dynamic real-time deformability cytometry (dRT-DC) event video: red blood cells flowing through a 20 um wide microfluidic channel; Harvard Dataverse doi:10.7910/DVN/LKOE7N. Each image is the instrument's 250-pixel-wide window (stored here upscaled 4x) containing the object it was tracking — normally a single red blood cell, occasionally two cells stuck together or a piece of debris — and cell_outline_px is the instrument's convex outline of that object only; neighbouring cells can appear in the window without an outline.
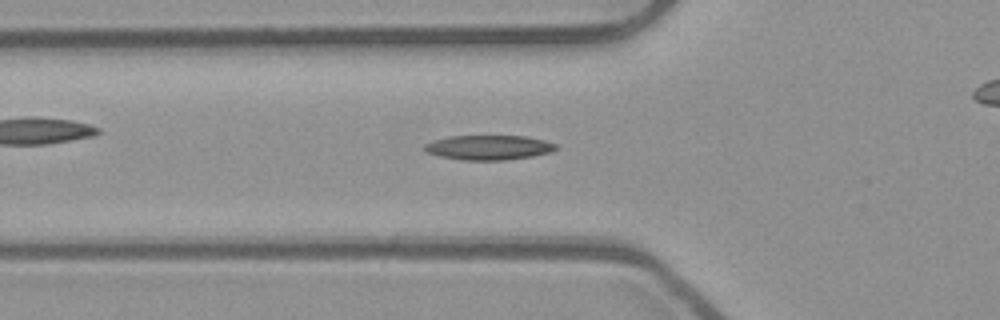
{"species": "common noctule bat (a hibernating species)", "species_latin": "Nyctalus noctula", "temperature_condition": "room temperature", "stored_images_in_passage": 45, "camera_frame_rate_fps": 3000, "um_per_image_px": 0.085, "animal": {"sex": "male", "body_mass_g": 23.1, "forearm_length_mm": 52.7}, "frame": {"image": 1, "passage_image": 18, "time_ms": 5.667, "image_size_px": [1000, 320], "cell_outline_px": [[556, 148], [552, 152], [532, 156], [508, 160], [460, 160], [440, 156], [428, 152], [424, 148], [424, 144], [448, 136], [528, 136], [544, 140], [556, 144]], "centroid_in_image_um": [41.57, 12.54], "position_along_channel_um": 84.2, "area_um2": 18.84}}
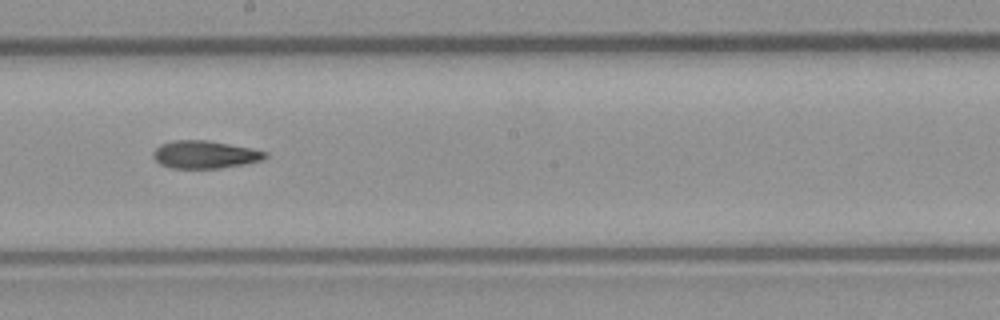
{"frame": {"image": 2, "passage_image": 29, "time_ms": 9.333, "image_size_px": [1000, 320], "cell_outline_px": [[268, 156], [260, 160], [244, 164], [220, 168], [172, 168], [160, 164], [152, 156], [152, 152], [160, 144], [176, 140], [208, 140], [268, 152]], "centroid_in_image_um": [17.38, 13.14], "position_along_channel_um": 230.8, "area_um2": 17.92}}
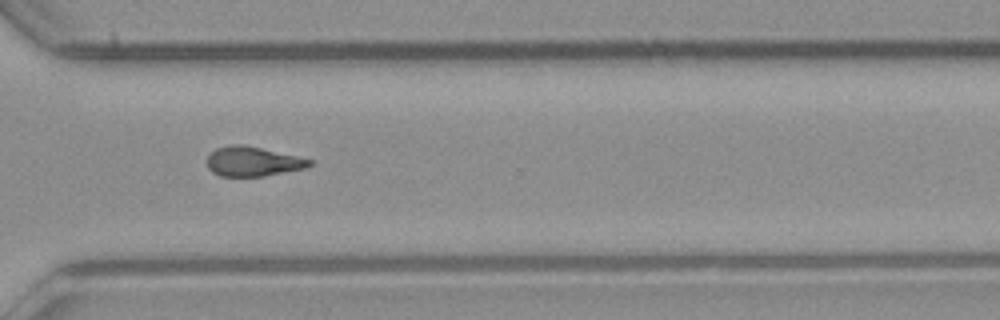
{"frame": {"image": 3, "passage_image": 38, "time_ms": 12.333, "image_size_px": [1000, 320], "cell_outline_px": [[312, 164], [304, 168], [264, 176], [220, 176], [212, 172], [208, 168], [208, 156], [216, 148], [232, 144], [240, 144], [260, 148], [296, 156], [312, 160]], "centroid_in_image_um": [21.46, 13.73], "position_along_channel_um": 349.1, "area_um2": 17.34}}